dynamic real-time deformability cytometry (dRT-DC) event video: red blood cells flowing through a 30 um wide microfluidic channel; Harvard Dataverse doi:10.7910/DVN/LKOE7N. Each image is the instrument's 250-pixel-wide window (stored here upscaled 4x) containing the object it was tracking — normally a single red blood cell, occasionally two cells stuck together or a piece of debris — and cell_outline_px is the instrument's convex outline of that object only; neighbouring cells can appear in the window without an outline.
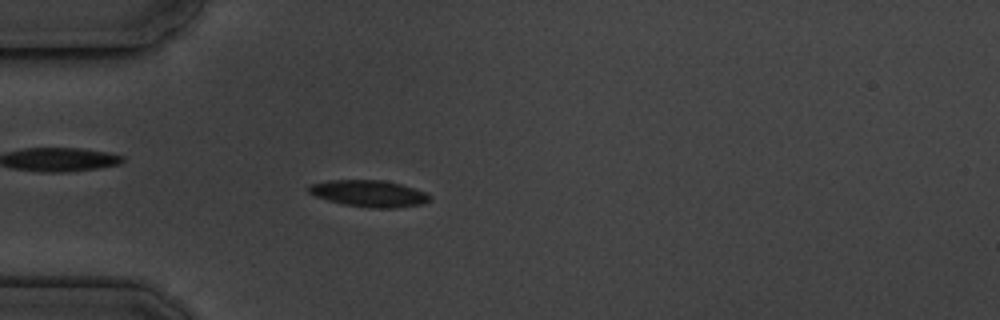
{"species": "common noctule bat (a hibernating species)", "species_latin": "Nyctalus noctula", "temperature_condition": "cold", "stored_images_in_passage": 4, "camera_frame_rate_fps": 3000, "um_per_image_px": 0.085, "animal": {"sex": "male", "body_mass_g": 19.5, "forearm_length_mm": 54.6}, "frame": {"image": 1, "passage_image": 4, "time_ms": 4.333, "image_size_px": [1000, 320], "cell_outline_px": [[432, 200], [424, 204], [396, 208], [372, 208], [344, 204], [328, 200], [316, 196], [308, 192], [308, 188], [312, 184], [328, 180], [384, 180], [400, 184], [424, 192]], "centroid_in_image_um": [31.38, 16.45], "position_along_channel_um": 53.6, "area_um2": 18.61}}